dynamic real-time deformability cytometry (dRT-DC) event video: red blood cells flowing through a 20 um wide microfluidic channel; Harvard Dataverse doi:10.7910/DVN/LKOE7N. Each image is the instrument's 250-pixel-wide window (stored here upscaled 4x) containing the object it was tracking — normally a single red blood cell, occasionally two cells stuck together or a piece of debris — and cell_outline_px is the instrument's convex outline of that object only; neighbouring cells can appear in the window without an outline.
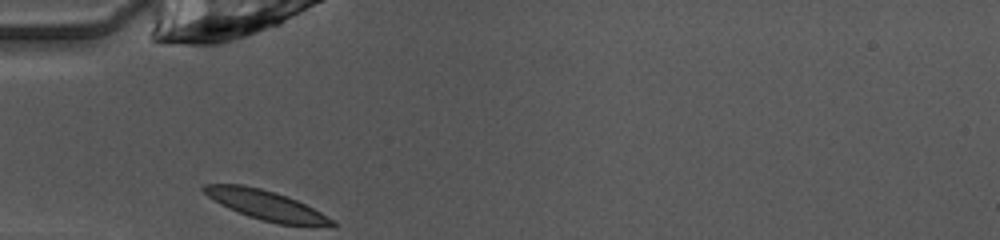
{"species": "common noctule bat (a hibernating species)", "species_latin": "Nyctalus noctula", "temperature_condition": "warm", "stored_images_in_passage": 26, "camera_frame_rate_fps": 3000, "um_per_image_px": 0.085, "animal": {"sex": "female", "body_mass_g": 10.0, "forearm_length_mm": 53.1}, "frame": {"image": 1, "passage_image": 1, "time_ms": 0.0, "image_size_px": [1000, 240], "cell_outline_px": [[336, 224], [276, 224], [260, 220], [248, 216], [220, 204], [208, 196], [200, 188], [204, 184], [244, 184], [276, 192], [296, 200], [336, 220]], "centroid_in_image_um": [22.52, 17.4], "position_along_channel_um": 62.5, "area_um2": 21.56}}
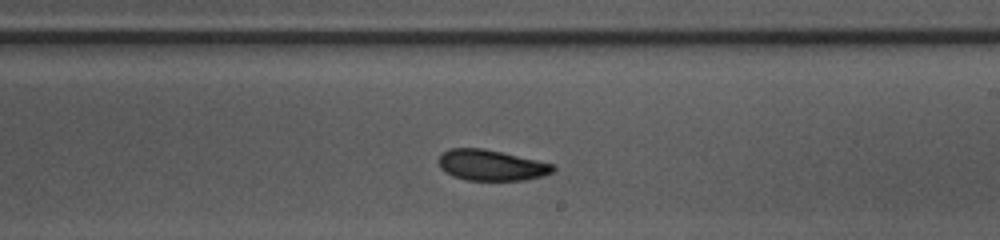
{"frame": {"image": 2, "passage_image": 15, "time_ms": 4.667, "image_size_px": [1000, 240], "cell_outline_px": [[556, 168], [552, 172], [544, 176], [524, 180], [468, 180], [452, 176], [440, 168], [440, 156], [448, 148], [484, 148], [556, 164]], "centroid_in_image_um": [41.8, 14.04], "position_along_channel_um": 247.2, "area_um2": 20.58}}
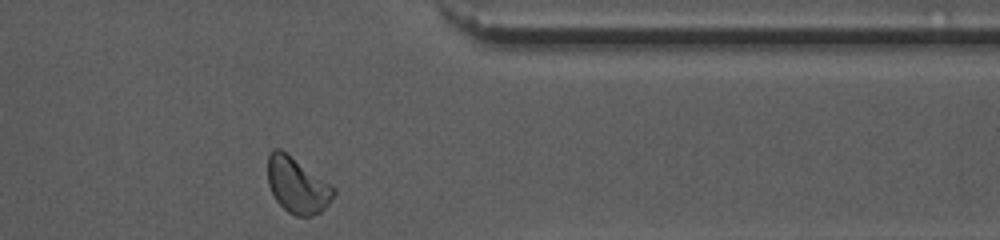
{"frame": {"image": 3, "passage_image": 26, "time_ms": 8.333, "image_size_px": [1000, 240], "cell_outline_px": [[336, 192], [328, 204], [320, 212], [312, 216], [296, 216], [288, 212], [276, 200], [268, 184], [268, 156], [272, 148], [280, 148], [336, 188]], "centroid_in_image_um": [25.26, 15.75], "position_along_channel_um": 386.1, "area_um2": 21.21}, "authors_computed_cell_mechanics": {"area_um2": 20.8658, "velocity_mm_per_s": 4.0121, "shape_relaxation_time_tau1_ms": 1.6935, "shape_relaxation_time_tau2_ms": 2.1068, "deformation_change_tau1": 0.1052, "deformation_change_tau2": 0.0838}}